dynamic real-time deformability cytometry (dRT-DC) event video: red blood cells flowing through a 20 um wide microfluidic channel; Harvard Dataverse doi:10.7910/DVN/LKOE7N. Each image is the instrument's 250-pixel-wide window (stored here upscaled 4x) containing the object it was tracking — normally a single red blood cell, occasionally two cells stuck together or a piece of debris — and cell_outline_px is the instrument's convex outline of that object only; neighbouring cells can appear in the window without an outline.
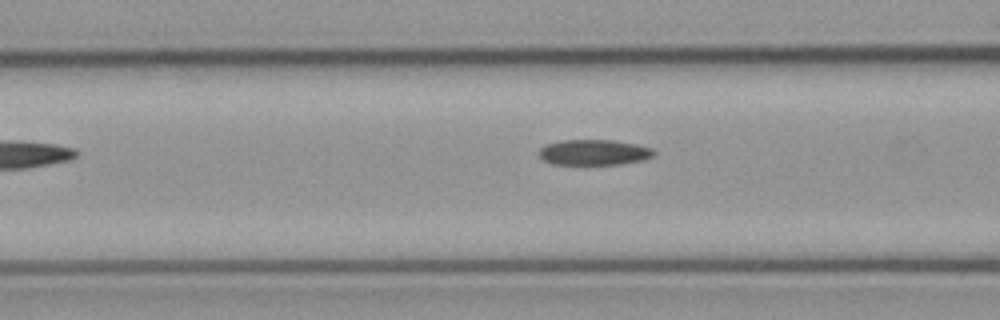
{"species": "common noctule bat (a hibernating species)", "species_latin": "Nyctalus noctula", "temperature_condition": "cold", "stored_images_in_passage": 5, "camera_frame_rate_fps": 3000, "um_per_image_px": 0.085, "animal": {"sex": "male", "body_mass_g": 23.1, "forearm_length_mm": 52.7}, "frame": {"image": 1, "passage_image": 3, "time_ms": 2.333, "image_size_px": [1000, 320], "cell_outline_px": [[656, 152], [652, 156], [644, 160], [620, 164], [552, 164], [544, 160], [540, 156], [540, 148], [544, 144], [564, 140], [612, 140], [652, 148]], "centroid_in_image_um": [50.47, 12.95], "position_along_channel_um": 116.1, "area_um2": 16.94}}